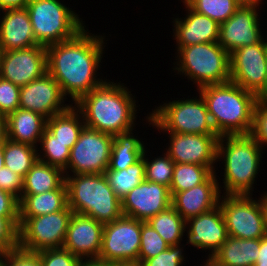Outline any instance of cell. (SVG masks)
<instances>
[{"label": "cell", "mask_w": 267, "mask_h": 266, "mask_svg": "<svg viewBox=\"0 0 267 266\" xmlns=\"http://www.w3.org/2000/svg\"><path fill=\"white\" fill-rule=\"evenodd\" d=\"M3 166H5L4 154H3V146H0V169H2Z\"/></svg>", "instance_id": "obj_53"}, {"label": "cell", "mask_w": 267, "mask_h": 266, "mask_svg": "<svg viewBox=\"0 0 267 266\" xmlns=\"http://www.w3.org/2000/svg\"><path fill=\"white\" fill-rule=\"evenodd\" d=\"M166 133L169 134L170 145L168 144L165 153L175 163L198 164L206 167L216 165L219 135Z\"/></svg>", "instance_id": "obj_17"}, {"label": "cell", "mask_w": 267, "mask_h": 266, "mask_svg": "<svg viewBox=\"0 0 267 266\" xmlns=\"http://www.w3.org/2000/svg\"><path fill=\"white\" fill-rule=\"evenodd\" d=\"M215 169L198 164L175 163L170 193L182 192L204 183L216 172Z\"/></svg>", "instance_id": "obj_32"}, {"label": "cell", "mask_w": 267, "mask_h": 266, "mask_svg": "<svg viewBox=\"0 0 267 266\" xmlns=\"http://www.w3.org/2000/svg\"><path fill=\"white\" fill-rule=\"evenodd\" d=\"M257 261H267V234L260 239Z\"/></svg>", "instance_id": "obj_48"}, {"label": "cell", "mask_w": 267, "mask_h": 266, "mask_svg": "<svg viewBox=\"0 0 267 266\" xmlns=\"http://www.w3.org/2000/svg\"><path fill=\"white\" fill-rule=\"evenodd\" d=\"M249 135L264 149L267 147V98H258ZM265 144V145H264Z\"/></svg>", "instance_id": "obj_38"}, {"label": "cell", "mask_w": 267, "mask_h": 266, "mask_svg": "<svg viewBox=\"0 0 267 266\" xmlns=\"http://www.w3.org/2000/svg\"><path fill=\"white\" fill-rule=\"evenodd\" d=\"M37 152L36 147L26 143L7 139L3 144L5 166L23 178L38 160Z\"/></svg>", "instance_id": "obj_30"}, {"label": "cell", "mask_w": 267, "mask_h": 266, "mask_svg": "<svg viewBox=\"0 0 267 266\" xmlns=\"http://www.w3.org/2000/svg\"><path fill=\"white\" fill-rule=\"evenodd\" d=\"M89 32L84 28L74 38L46 47L47 72L72 104L106 81L97 74L106 38Z\"/></svg>", "instance_id": "obj_1"}, {"label": "cell", "mask_w": 267, "mask_h": 266, "mask_svg": "<svg viewBox=\"0 0 267 266\" xmlns=\"http://www.w3.org/2000/svg\"><path fill=\"white\" fill-rule=\"evenodd\" d=\"M39 143L40 147H37V151H40L37 152L38 160L61 168L64 171L67 168L70 159V143H63L56 140V137H54L47 129L41 136Z\"/></svg>", "instance_id": "obj_34"}, {"label": "cell", "mask_w": 267, "mask_h": 266, "mask_svg": "<svg viewBox=\"0 0 267 266\" xmlns=\"http://www.w3.org/2000/svg\"><path fill=\"white\" fill-rule=\"evenodd\" d=\"M263 196L260 197L261 200V206H262V210H263V214H264V222H265V229L267 231V193L264 192V194H262Z\"/></svg>", "instance_id": "obj_50"}, {"label": "cell", "mask_w": 267, "mask_h": 266, "mask_svg": "<svg viewBox=\"0 0 267 266\" xmlns=\"http://www.w3.org/2000/svg\"><path fill=\"white\" fill-rule=\"evenodd\" d=\"M267 42L243 46L230 54V81L266 98Z\"/></svg>", "instance_id": "obj_13"}, {"label": "cell", "mask_w": 267, "mask_h": 266, "mask_svg": "<svg viewBox=\"0 0 267 266\" xmlns=\"http://www.w3.org/2000/svg\"><path fill=\"white\" fill-rule=\"evenodd\" d=\"M171 199L169 187L144 179L121 199L122 213L147 222L170 207Z\"/></svg>", "instance_id": "obj_18"}, {"label": "cell", "mask_w": 267, "mask_h": 266, "mask_svg": "<svg viewBox=\"0 0 267 266\" xmlns=\"http://www.w3.org/2000/svg\"><path fill=\"white\" fill-rule=\"evenodd\" d=\"M263 148L249 135H222L217 143V162L223 160V195H252L260 172ZM259 171V172H258Z\"/></svg>", "instance_id": "obj_4"}, {"label": "cell", "mask_w": 267, "mask_h": 266, "mask_svg": "<svg viewBox=\"0 0 267 266\" xmlns=\"http://www.w3.org/2000/svg\"><path fill=\"white\" fill-rule=\"evenodd\" d=\"M141 221L122 215L104 224L98 259L113 264L138 263Z\"/></svg>", "instance_id": "obj_11"}, {"label": "cell", "mask_w": 267, "mask_h": 266, "mask_svg": "<svg viewBox=\"0 0 267 266\" xmlns=\"http://www.w3.org/2000/svg\"><path fill=\"white\" fill-rule=\"evenodd\" d=\"M0 15V47L2 51L27 49L39 45L36 42L26 7L2 10Z\"/></svg>", "instance_id": "obj_23"}, {"label": "cell", "mask_w": 267, "mask_h": 266, "mask_svg": "<svg viewBox=\"0 0 267 266\" xmlns=\"http://www.w3.org/2000/svg\"><path fill=\"white\" fill-rule=\"evenodd\" d=\"M0 216L7 218L17 229L19 228V199L1 189Z\"/></svg>", "instance_id": "obj_42"}, {"label": "cell", "mask_w": 267, "mask_h": 266, "mask_svg": "<svg viewBox=\"0 0 267 266\" xmlns=\"http://www.w3.org/2000/svg\"><path fill=\"white\" fill-rule=\"evenodd\" d=\"M147 222L169 245L181 244L185 235L186 221L172 206L150 218Z\"/></svg>", "instance_id": "obj_31"}, {"label": "cell", "mask_w": 267, "mask_h": 266, "mask_svg": "<svg viewBox=\"0 0 267 266\" xmlns=\"http://www.w3.org/2000/svg\"><path fill=\"white\" fill-rule=\"evenodd\" d=\"M259 6L260 3L241 5L227 21L220 24L218 43L229 54L263 39Z\"/></svg>", "instance_id": "obj_14"}, {"label": "cell", "mask_w": 267, "mask_h": 266, "mask_svg": "<svg viewBox=\"0 0 267 266\" xmlns=\"http://www.w3.org/2000/svg\"><path fill=\"white\" fill-rule=\"evenodd\" d=\"M46 124L47 119L39 113L18 108L7 116L8 139L37 148Z\"/></svg>", "instance_id": "obj_24"}, {"label": "cell", "mask_w": 267, "mask_h": 266, "mask_svg": "<svg viewBox=\"0 0 267 266\" xmlns=\"http://www.w3.org/2000/svg\"><path fill=\"white\" fill-rule=\"evenodd\" d=\"M187 9L185 17L173 18V39L176 47H186L201 43L218 42L219 24L209 17L192 10L183 0Z\"/></svg>", "instance_id": "obj_22"}, {"label": "cell", "mask_w": 267, "mask_h": 266, "mask_svg": "<svg viewBox=\"0 0 267 266\" xmlns=\"http://www.w3.org/2000/svg\"><path fill=\"white\" fill-rule=\"evenodd\" d=\"M26 8L39 45L70 40L86 28L83 19L60 0H28Z\"/></svg>", "instance_id": "obj_8"}, {"label": "cell", "mask_w": 267, "mask_h": 266, "mask_svg": "<svg viewBox=\"0 0 267 266\" xmlns=\"http://www.w3.org/2000/svg\"><path fill=\"white\" fill-rule=\"evenodd\" d=\"M68 207L103 224L123 215L121 200L114 193L105 174L65 175Z\"/></svg>", "instance_id": "obj_5"}, {"label": "cell", "mask_w": 267, "mask_h": 266, "mask_svg": "<svg viewBox=\"0 0 267 266\" xmlns=\"http://www.w3.org/2000/svg\"><path fill=\"white\" fill-rule=\"evenodd\" d=\"M184 232L188 238L186 245L190 244L198 250H209L208 257H212L229 237L219 205L209 212L186 220Z\"/></svg>", "instance_id": "obj_19"}, {"label": "cell", "mask_w": 267, "mask_h": 266, "mask_svg": "<svg viewBox=\"0 0 267 266\" xmlns=\"http://www.w3.org/2000/svg\"><path fill=\"white\" fill-rule=\"evenodd\" d=\"M259 247L260 239H240L229 236L212 258L223 266H254Z\"/></svg>", "instance_id": "obj_26"}, {"label": "cell", "mask_w": 267, "mask_h": 266, "mask_svg": "<svg viewBox=\"0 0 267 266\" xmlns=\"http://www.w3.org/2000/svg\"><path fill=\"white\" fill-rule=\"evenodd\" d=\"M181 244L170 245L157 256L144 260L141 266H183L185 260Z\"/></svg>", "instance_id": "obj_41"}, {"label": "cell", "mask_w": 267, "mask_h": 266, "mask_svg": "<svg viewBox=\"0 0 267 266\" xmlns=\"http://www.w3.org/2000/svg\"><path fill=\"white\" fill-rule=\"evenodd\" d=\"M114 266H141L139 263L114 264Z\"/></svg>", "instance_id": "obj_55"}, {"label": "cell", "mask_w": 267, "mask_h": 266, "mask_svg": "<svg viewBox=\"0 0 267 266\" xmlns=\"http://www.w3.org/2000/svg\"><path fill=\"white\" fill-rule=\"evenodd\" d=\"M78 266H114V264L99 259H89L81 260Z\"/></svg>", "instance_id": "obj_49"}, {"label": "cell", "mask_w": 267, "mask_h": 266, "mask_svg": "<svg viewBox=\"0 0 267 266\" xmlns=\"http://www.w3.org/2000/svg\"><path fill=\"white\" fill-rule=\"evenodd\" d=\"M20 88L0 77V114L8 116L19 108Z\"/></svg>", "instance_id": "obj_40"}, {"label": "cell", "mask_w": 267, "mask_h": 266, "mask_svg": "<svg viewBox=\"0 0 267 266\" xmlns=\"http://www.w3.org/2000/svg\"><path fill=\"white\" fill-rule=\"evenodd\" d=\"M18 248V229L5 217L0 216V251Z\"/></svg>", "instance_id": "obj_44"}, {"label": "cell", "mask_w": 267, "mask_h": 266, "mask_svg": "<svg viewBox=\"0 0 267 266\" xmlns=\"http://www.w3.org/2000/svg\"><path fill=\"white\" fill-rule=\"evenodd\" d=\"M104 224L86 215L73 213L69 220L63 248L80 260L98 259Z\"/></svg>", "instance_id": "obj_20"}, {"label": "cell", "mask_w": 267, "mask_h": 266, "mask_svg": "<svg viewBox=\"0 0 267 266\" xmlns=\"http://www.w3.org/2000/svg\"><path fill=\"white\" fill-rule=\"evenodd\" d=\"M192 10L216 21H227L241 6L235 0H183Z\"/></svg>", "instance_id": "obj_35"}, {"label": "cell", "mask_w": 267, "mask_h": 266, "mask_svg": "<svg viewBox=\"0 0 267 266\" xmlns=\"http://www.w3.org/2000/svg\"><path fill=\"white\" fill-rule=\"evenodd\" d=\"M159 233L148 222L141 221V245L138 254V263L153 258L165 249L169 248Z\"/></svg>", "instance_id": "obj_37"}, {"label": "cell", "mask_w": 267, "mask_h": 266, "mask_svg": "<svg viewBox=\"0 0 267 266\" xmlns=\"http://www.w3.org/2000/svg\"><path fill=\"white\" fill-rule=\"evenodd\" d=\"M4 266H42L36 252H28L19 247L7 252Z\"/></svg>", "instance_id": "obj_45"}, {"label": "cell", "mask_w": 267, "mask_h": 266, "mask_svg": "<svg viewBox=\"0 0 267 266\" xmlns=\"http://www.w3.org/2000/svg\"><path fill=\"white\" fill-rule=\"evenodd\" d=\"M6 254L7 252L0 251V266H4L6 262Z\"/></svg>", "instance_id": "obj_54"}, {"label": "cell", "mask_w": 267, "mask_h": 266, "mask_svg": "<svg viewBox=\"0 0 267 266\" xmlns=\"http://www.w3.org/2000/svg\"><path fill=\"white\" fill-rule=\"evenodd\" d=\"M211 121L219 136L249 134L258 97L229 81L201 87Z\"/></svg>", "instance_id": "obj_3"}, {"label": "cell", "mask_w": 267, "mask_h": 266, "mask_svg": "<svg viewBox=\"0 0 267 266\" xmlns=\"http://www.w3.org/2000/svg\"><path fill=\"white\" fill-rule=\"evenodd\" d=\"M240 5H251L256 3H262V0H235Z\"/></svg>", "instance_id": "obj_52"}, {"label": "cell", "mask_w": 267, "mask_h": 266, "mask_svg": "<svg viewBox=\"0 0 267 266\" xmlns=\"http://www.w3.org/2000/svg\"><path fill=\"white\" fill-rule=\"evenodd\" d=\"M8 139L7 116L0 114V146Z\"/></svg>", "instance_id": "obj_47"}, {"label": "cell", "mask_w": 267, "mask_h": 266, "mask_svg": "<svg viewBox=\"0 0 267 266\" xmlns=\"http://www.w3.org/2000/svg\"><path fill=\"white\" fill-rule=\"evenodd\" d=\"M216 174L214 172L204 183L191 189L171 193V206L185 221L218 206L222 188Z\"/></svg>", "instance_id": "obj_21"}, {"label": "cell", "mask_w": 267, "mask_h": 266, "mask_svg": "<svg viewBox=\"0 0 267 266\" xmlns=\"http://www.w3.org/2000/svg\"><path fill=\"white\" fill-rule=\"evenodd\" d=\"M0 189L11 193L20 200L23 191V177L3 166L0 169Z\"/></svg>", "instance_id": "obj_43"}, {"label": "cell", "mask_w": 267, "mask_h": 266, "mask_svg": "<svg viewBox=\"0 0 267 266\" xmlns=\"http://www.w3.org/2000/svg\"><path fill=\"white\" fill-rule=\"evenodd\" d=\"M72 214L67 205L56 213L19 218L18 247L28 252L63 248Z\"/></svg>", "instance_id": "obj_9"}, {"label": "cell", "mask_w": 267, "mask_h": 266, "mask_svg": "<svg viewBox=\"0 0 267 266\" xmlns=\"http://www.w3.org/2000/svg\"><path fill=\"white\" fill-rule=\"evenodd\" d=\"M105 176L114 193L121 200L145 179L144 158L142 157L138 162L124 170H110L107 168Z\"/></svg>", "instance_id": "obj_33"}, {"label": "cell", "mask_w": 267, "mask_h": 266, "mask_svg": "<svg viewBox=\"0 0 267 266\" xmlns=\"http://www.w3.org/2000/svg\"><path fill=\"white\" fill-rule=\"evenodd\" d=\"M123 84L107 80L75 103L86 127L112 136L134 130L138 106Z\"/></svg>", "instance_id": "obj_2"}, {"label": "cell", "mask_w": 267, "mask_h": 266, "mask_svg": "<svg viewBox=\"0 0 267 266\" xmlns=\"http://www.w3.org/2000/svg\"><path fill=\"white\" fill-rule=\"evenodd\" d=\"M199 96V98H198ZM173 100L155 107L147 115V123L162 132L218 135L202 95Z\"/></svg>", "instance_id": "obj_7"}, {"label": "cell", "mask_w": 267, "mask_h": 266, "mask_svg": "<svg viewBox=\"0 0 267 266\" xmlns=\"http://www.w3.org/2000/svg\"><path fill=\"white\" fill-rule=\"evenodd\" d=\"M58 82L46 72L43 76L20 88L19 108L39 113L46 119L66 111L71 104Z\"/></svg>", "instance_id": "obj_16"}, {"label": "cell", "mask_w": 267, "mask_h": 266, "mask_svg": "<svg viewBox=\"0 0 267 266\" xmlns=\"http://www.w3.org/2000/svg\"><path fill=\"white\" fill-rule=\"evenodd\" d=\"M220 206L228 235L240 239H261L267 234L260 197L252 195L220 196Z\"/></svg>", "instance_id": "obj_10"}, {"label": "cell", "mask_w": 267, "mask_h": 266, "mask_svg": "<svg viewBox=\"0 0 267 266\" xmlns=\"http://www.w3.org/2000/svg\"><path fill=\"white\" fill-rule=\"evenodd\" d=\"M64 182L65 174L61 168L37 160L23 178L22 194H41L57 190Z\"/></svg>", "instance_id": "obj_27"}, {"label": "cell", "mask_w": 267, "mask_h": 266, "mask_svg": "<svg viewBox=\"0 0 267 266\" xmlns=\"http://www.w3.org/2000/svg\"><path fill=\"white\" fill-rule=\"evenodd\" d=\"M146 153L145 148L142 155L145 163V179L170 188L175 162L166 153L162 154L161 157L157 156L153 158V160L146 157L149 156Z\"/></svg>", "instance_id": "obj_36"}, {"label": "cell", "mask_w": 267, "mask_h": 266, "mask_svg": "<svg viewBox=\"0 0 267 266\" xmlns=\"http://www.w3.org/2000/svg\"><path fill=\"white\" fill-rule=\"evenodd\" d=\"M36 253L42 266H78L81 261L64 248L44 249Z\"/></svg>", "instance_id": "obj_39"}, {"label": "cell", "mask_w": 267, "mask_h": 266, "mask_svg": "<svg viewBox=\"0 0 267 266\" xmlns=\"http://www.w3.org/2000/svg\"><path fill=\"white\" fill-rule=\"evenodd\" d=\"M175 70L193 81L197 90L230 81V54L218 42L176 47Z\"/></svg>", "instance_id": "obj_6"}, {"label": "cell", "mask_w": 267, "mask_h": 266, "mask_svg": "<svg viewBox=\"0 0 267 266\" xmlns=\"http://www.w3.org/2000/svg\"><path fill=\"white\" fill-rule=\"evenodd\" d=\"M254 266H267V261H256Z\"/></svg>", "instance_id": "obj_56"}, {"label": "cell", "mask_w": 267, "mask_h": 266, "mask_svg": "<svg viewBox=\"0 0 267 266\" xmlns=\"http://www.w3.org/2000/svg\"><path fill=\"white\" fill-rule=\"evenodd\" d=\"M47 72L46 46L2 51L0 77L22 87Z\"/></svg>", "instance_id": "obj_15"}, {"label": "cell", "mask_w": 267, "mask_h": 266, "mask_svg": "<svg viewBox=\"0 0 267 266\" xmlns=\"http://www.w3.org/2000/svg\"><path fill=\"white\" fill-rule=\"evenodd\" d=\"M28 0H0V11L7 9L25 8Z\"/></svg>", "instance_id": "obj_46"}, {"label": "cell", "mask_w": 267, "mask_h": 266, "mask_svg": "<svg viewBox=\"0 0 267 266\" xmlns=\"http://www.w3.org/2000/svg\"><path fill=\"white\" fill-rule=\"evenodd\" d=\"M68 205L67 186L41 194H22L19 200V218L37 217L56 213Z\"/></svg>", "instance_id": "obj_25"}, {"label": "cell", "mask_w": 267, "mask_h": 266, "mask_svg": "<svg viewBox=\"0 0 267 266\" xmlns=\"http://www.w3.org/2000/svg\"><path fill=\"white\" fill-rule=\"evenodd\" d=\"M200 266H223V265L219 264L214 258L207 257V259L203 261V265L201 264Z\"/></svg>", "instance_id": "obj_51"}, {"label": "cell", "mask_w": 267, "mask_h": 266, "mask_svg": "<svg viewBox=\"0 0 267 266\" xmlns=\"http://www.w3.org/2000/svg\"><path fill=\"white\" fill-rule=\"evenodd\" d=\"M133 132L131 130L114 136L111 147L110 170H124L142 158L146 146L141 139L135 137Z\"/></svg>", "instance_id": "obj_28"}, {"label": "cell", "mask_w": 267, "mask_h": 266, "mask_svg": "<svg viewBox=\"0 0 267 266\" xmlns=\"http://www.w3.org/2000/svg\"><path fill=\"white\" fill-rule=\"evenodd\" d=\"M84 127L83 117L74 105H71L66 111L47 119L46 124V129L56 137V140L70 143V149L79 139Z\"/></svg>", "instance_id": "obj_29"}, {"label": "cell", "mask_w": 267, "mask_h": 266, "mask_svg": "<svg viewBox=\"0 0 267 266\" xmlns=\"http://www.w3.org/2000/svg\"><path fill=\"white\" fill-rule=\"evenodd\" d=\"M113 139L112 135L85 126L70 150L64 174H105L110 164Z\"/></svg>", "instance_id": "obj_12"}, {"label": "cell", "mask_w": 267, "mask_h": 266, "mask_svg": "<svg viewBox=\"0 0 267 266\" xmlns=\"http://www.w3.org/2000/svg\"><path fill=\"white\" fill-rule=\"evenodd\" d=\"M266 98H267V67H266Z\"/></svg>", "instance_id": "obj_57"}]
</instances>
